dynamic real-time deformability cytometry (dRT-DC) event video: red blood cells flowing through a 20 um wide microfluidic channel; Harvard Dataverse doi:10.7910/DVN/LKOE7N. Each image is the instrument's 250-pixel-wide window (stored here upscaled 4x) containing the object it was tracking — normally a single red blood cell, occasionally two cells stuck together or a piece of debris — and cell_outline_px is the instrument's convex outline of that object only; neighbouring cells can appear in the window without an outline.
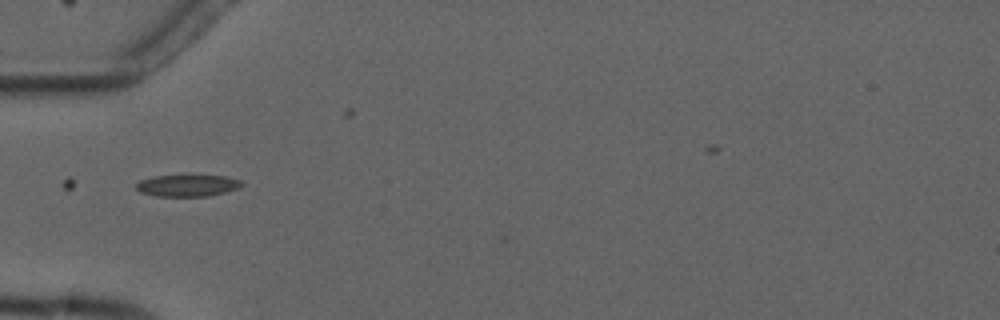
{"species": "common noctule bat (a hibernating species)", "species_latin": "Nyctalus noctula", "temperature_condition": "cold", "stored_images_in_passage": 10, "camera_frame_rate_fps": 3000, "um_per_image_px": 0.085, "animal": {"sex": "male", "forearm_length_mm": 52.5}, "frame": {"image": 1, "passage_image": 6, "time_ms": 6.667, "image_size_px": [1000, 320], "cell_outline_px": [[244, 184], [236, 188], [224, 192], [208, 196], [156, 196], [140, 192], [136, 188], [136, 184], [140, 180], [152, 176], [228, 176], [240, 180]], "centroid_in_image_um": [15.91, 15.77], "position_along_channel_um": 69.1, "area_um2": 13.18}}
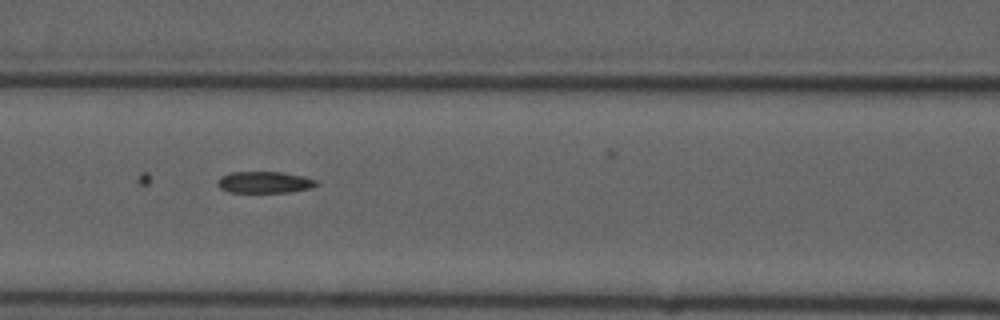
{"frame": {"image": 2, "passage_image": 8, "time_ms": 8.667, "image_size_px": [1000, 320], "cell_outline_px": [[320, 184], [312, 188], [288, 192], [228, 192], [220, 188], [216, 184], [216, 180], [220, 176], [232, 172], [284, 172], [304, 176], [316, 180]], "centroid_in_image_um": [22.48, 15.49], "position_along_channel_um": 144.1, "area_um2": 12.6}}
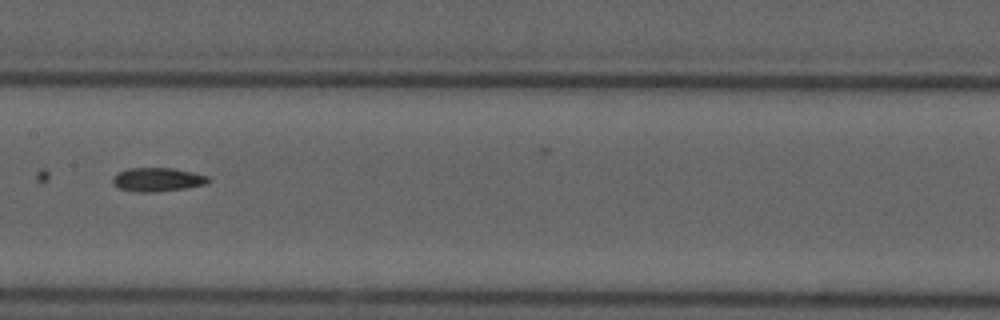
{"frame": {"image": 3, "passage_image": 9, "time_ms": 10.0, "image_size_px": [1000, 320], "cell_outline_px": [[212, 180], [208, 184], [188, 188], [156, 192], [140, 192], [120, 188], [112, 180], [120, 172], [128, 168], [172, 168], [192, 172], [208, 176]], "centroid_in_image_um": [13.49, 15.27], "position_along_channel_um": 193.9, "area_um2": 13.12}}